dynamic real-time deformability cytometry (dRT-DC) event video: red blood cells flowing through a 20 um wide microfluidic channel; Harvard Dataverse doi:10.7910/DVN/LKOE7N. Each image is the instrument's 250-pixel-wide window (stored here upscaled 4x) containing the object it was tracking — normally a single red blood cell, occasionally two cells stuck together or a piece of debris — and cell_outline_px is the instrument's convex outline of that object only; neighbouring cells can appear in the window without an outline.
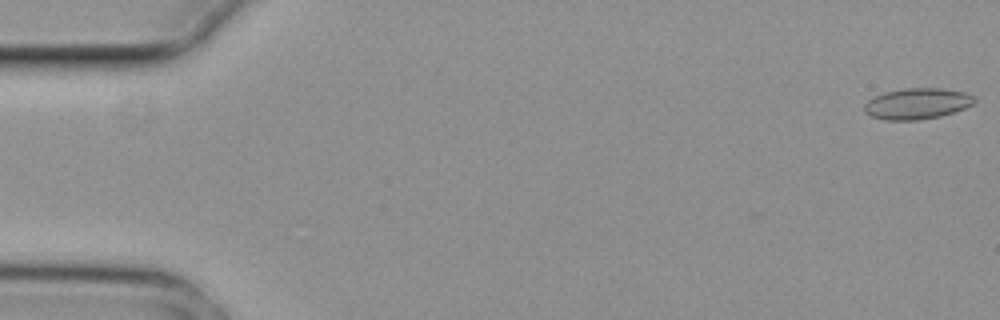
{"species": "common noctule bat (a hibernating species)", "species_latin": "Nyctalus noctula", "temperature_condition": "cold", "stored_images_in_passage": 5, "camera_frame_rate_fps": 3000, "um_per_image_px": 0.085, "animal": {"sex": "female", "body_mass_g": 29.2, "forearm_length_mm": 56.3}, "frame": {"image": 1, "passage_image": 1, "time_ms": 0.0, "image_size_px": [1000, 320], "cell_outline_px": [[976, 100], [972, 104], [964, 108], [940, 116], [916, 120], [884, 120], [872, 116], [864, 112], [864, 104], [872, 96], [884, 92], [904, 88], [940, 88], [964, 92], [976, 96]], "centroid_in_image_um": [77.93, 8.8], "position_along_channel_um": 7.1, "area_um2": 19.94}}